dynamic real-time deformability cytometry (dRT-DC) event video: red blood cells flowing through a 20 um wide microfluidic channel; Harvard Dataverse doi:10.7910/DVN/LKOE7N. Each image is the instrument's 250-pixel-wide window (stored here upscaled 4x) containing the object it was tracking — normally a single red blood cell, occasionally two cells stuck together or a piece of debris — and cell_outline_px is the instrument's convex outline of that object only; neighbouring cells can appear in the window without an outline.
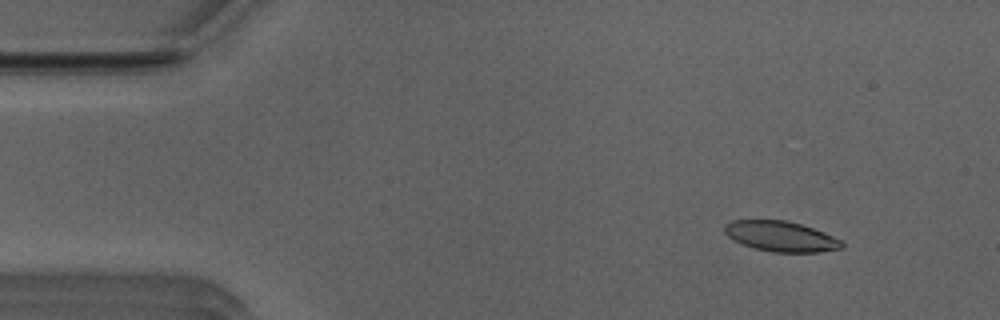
{"species": "Egyptian fruit bat (a non-hibernating species)", "species_latin": "Rousettus aegyptiacus", "temperature_condition": "room temperature", "stored_images_in_passage": 50, "camera_frame_rate_fps": 3000, "um_per_image_px": 0.085, "animal": {"sex": "male"}, "frame": {"image": 1, "passage_image": 4, "time_ms": 1.0, "image_size_px": [1000, 320], "cell_outline_px": [[844, 248], [820, 252], [772, 252], [752, 248], [728, 236], [724, 232], [724, 224], [732, 220], [784, 220], [800, 224], [824, 232], [840, 240], [844, 244]], "centroid_in_image_um": [66.37, 20.09], "position_along_channel_um": 18.6, "area_um2": 20.63}}
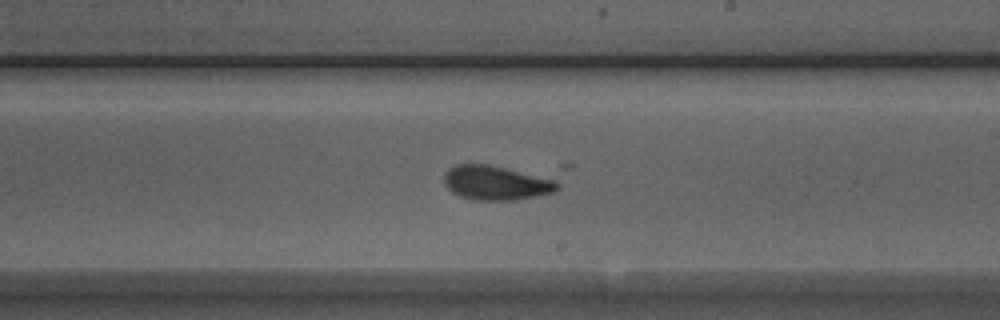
{"frame": {"image": 2, "passage_image": 28, "time_ms": 9.0, "image_size_px": [1000, 320], "cell_outline_px": [[576, 164], [560, 188], [552, 192], [536, 196], [516, 200], [472, 200], [460, 196], [452, 192], [444, 184], [444, 172], [448, 168], [456, 164]], "centroid_in_image_um": [42.95, 15.33], "position_along_channel_um": 246.0, "area_um2": 28.5}}
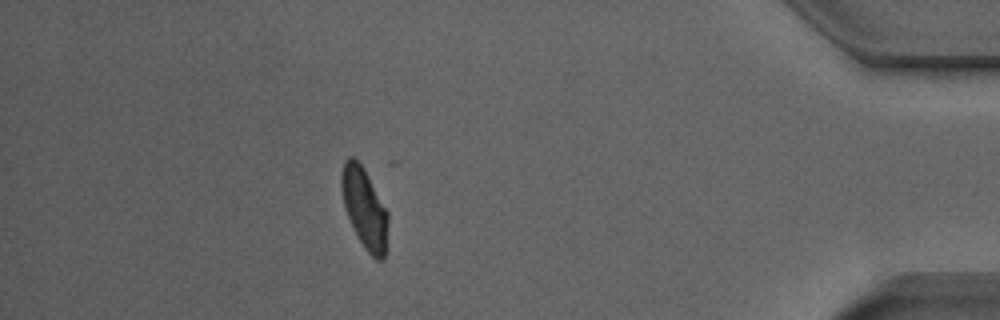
{"frame": {"image": 3, "passage_image": 44, "time_ms": 14.333, "image_size_px": [1000, 320], "cell_outline_px": [[388, 248], [384, 260], [376, 260], [364, 248], [344, 208], [340, 188], [340, 180], [344, 160], [348, 156], [352, 156], [360, 164], [388, 212]], "centroid_in_image_um": [30.99, 17.75], "position_along_channel_um": 404.2, "area_um2": 21.79}}